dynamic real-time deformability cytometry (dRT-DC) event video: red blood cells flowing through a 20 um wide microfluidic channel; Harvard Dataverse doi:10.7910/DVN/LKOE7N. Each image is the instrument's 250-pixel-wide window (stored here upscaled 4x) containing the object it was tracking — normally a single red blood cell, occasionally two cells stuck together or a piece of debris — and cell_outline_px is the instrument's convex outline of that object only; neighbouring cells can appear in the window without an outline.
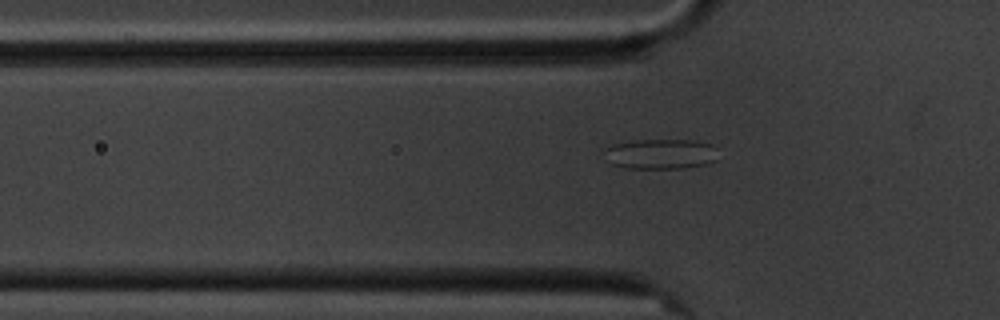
{"species": "common noctule bat (a hibernating species)", "species_latin": "Nyctalus noctula", "temperature_condition": "cold", "stored_images_in_passage": 10, "camera_frame_rate_fps": 3000, "um_per_image_px": 0.085, "animal": {"sex": "male", "body_mass_g": 20.1, "forearm_length_mm": 53.5}, "frame": {"image": 1, "passage_image": 5, "time_ms": 5.667, "image_size_px": [1000, 320], "cell_outline_px": [[716, 160], [708, 164], [684, 168], [624, 168], [612, 164], [604, 160], [600, 148], [612, 144], [632, 140], [696, 140], [712, 144]], "centroid_in_image_um": [56.02, 13.08], "position_along_channel_um": 69.8, "area_um2": 20.46}}
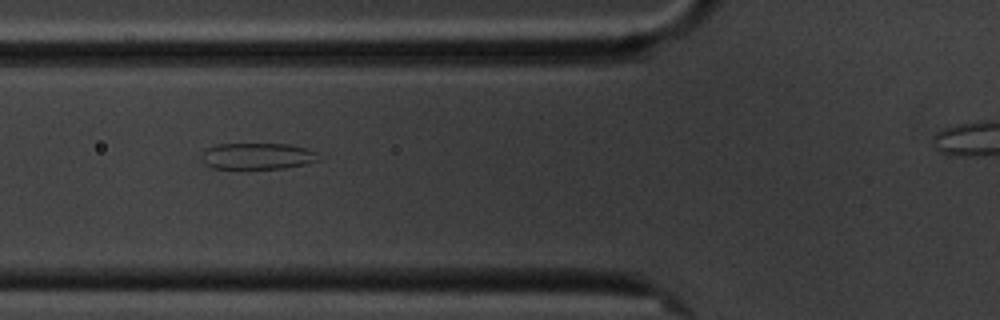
{"frame": {"image": 2, "passage_image": 6, "time_ms": 6.667, "image_size_px": [1000, 320], "cell_outline_px": [[320, 160], [304, 164], [284, 168], [212, 168], [204, 164], [204, 148], [216, 144], [288, 144], [308, 148], [316, 152]], "centroid_in_image_um": [21.9, 13.26], "position_along_channel_um": 103.9, "area_um2": 17.86}}